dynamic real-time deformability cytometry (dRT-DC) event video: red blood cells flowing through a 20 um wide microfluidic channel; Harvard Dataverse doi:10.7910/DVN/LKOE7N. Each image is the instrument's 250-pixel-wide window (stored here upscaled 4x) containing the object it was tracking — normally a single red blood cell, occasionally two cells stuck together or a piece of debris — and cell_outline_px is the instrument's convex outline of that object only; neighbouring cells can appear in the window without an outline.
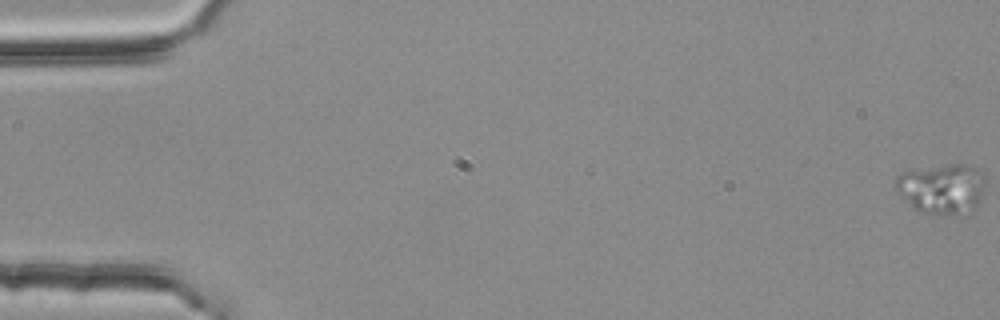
{"species": "common noctule bat (a hibernating species)", "species_latin": "Nyctalus noctula", "temperature_condition": "room temperature", "stored_images_in_passage": 17, "camera_frame_rate_fps": 3000, "um_per_image_px": 0.085, "animal": {"sex": "female", "body_mass_g": 25.1}, "frame": {"image": 1, "passage_image": 1, "time_ms": 0.0, "image_size_px": [1000, 320], "cell_outline_px": [[984, 192], [980, 204], [968, 216], [920, 212], [912, 208], [896, 192], [896, 176], [900, 172], [952, 164], [964, 164], [972, 168], [984, 176]], "centroid_in_image_um": [80.08, 16.09], "position_along_channel_um": 4.9, "area_um2": 26.53}}
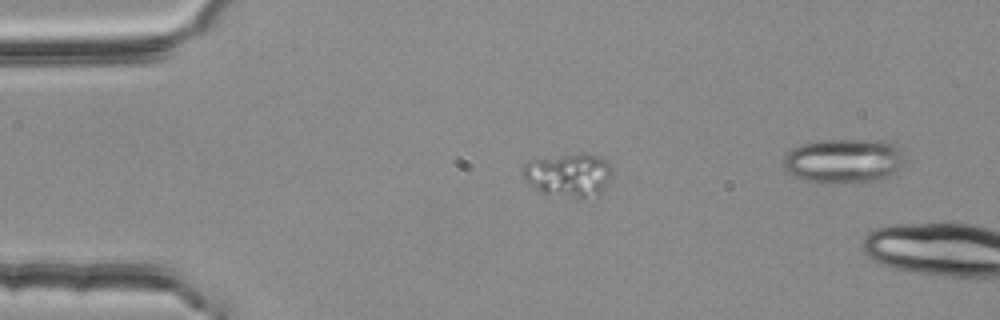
{"frame": {"image": 2, "passage_image": 14, "time_ms": 4.333, "image_size_px": [1000, 320], "cell_outline_px": [[612, 172], [600, 196], [584, 200], [540, 192], [524, 176], [524, 164], [532, 160], [580, 152], [600, 156], [608, 164]], "centroid_in_image_um": [48.4, 14.89], "position_along_channel_um": 36.6, "area_um2": 22.6}}